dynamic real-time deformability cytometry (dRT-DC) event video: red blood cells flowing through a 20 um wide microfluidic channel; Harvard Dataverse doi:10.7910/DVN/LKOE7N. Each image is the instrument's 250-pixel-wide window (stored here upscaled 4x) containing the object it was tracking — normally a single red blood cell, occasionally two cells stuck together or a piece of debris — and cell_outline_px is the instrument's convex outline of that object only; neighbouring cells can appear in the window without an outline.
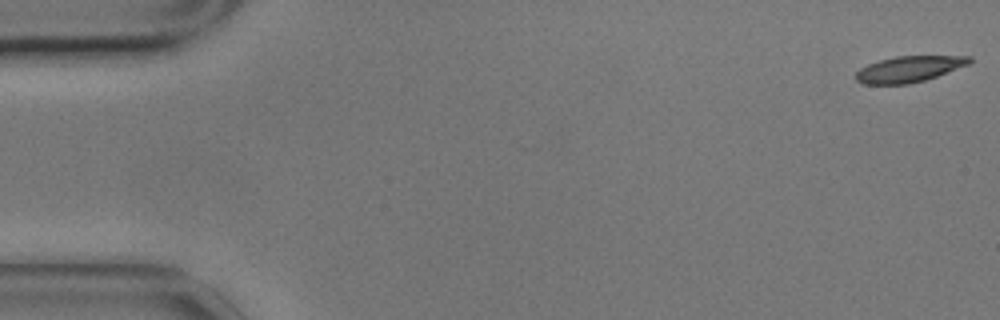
{"species": "common noctule bat (a hibernating species)", "species_latin": "Nyctalus noctula", "temperature_condition": "cold", "stored_images_in_passage": 26, "camera_frame_rate_fps": 3000, "um_per_image_px": 0.085, "animal": {"sex": "male", "body_mass_g": 17.9}, "frame": {"image": 1, "passage_image": 1, "time_ms": 0.0, "image_size_px": [1000, 320], "cell_outline_px": [[972, 60], [968, 64], [936, 76], [924, 80], [908, 84], [864, 84], [856, 80], [856, 72], [860, 68], [868, 64], [880, 60], [896, 56], [972, 56]], "centroid_in_image_um": [77.24, 5.87], "position_along_channel_um": 7.8, "area_um2": 16.99}}
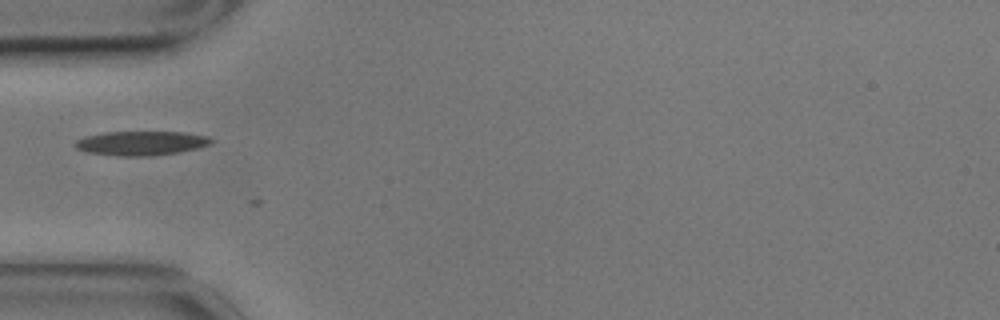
{"frame": {"image": 2, "passage_image": 18, "time_ms": 5.667, "image_size_px": [1000, 320], "cell_outline_px": [[212, 144], [196, 148], [176, 152], [152, 156], [116, 156], [84, 152], [76, 148], [72, 144], [76, 140], [88, 136], [104, 132], [184, 132], [208, 136], [212, 140]], "centroid_in_image_um": [11.95, 12.17], "position_along_channel_um": 73.0, "area_um2": 19.25}}